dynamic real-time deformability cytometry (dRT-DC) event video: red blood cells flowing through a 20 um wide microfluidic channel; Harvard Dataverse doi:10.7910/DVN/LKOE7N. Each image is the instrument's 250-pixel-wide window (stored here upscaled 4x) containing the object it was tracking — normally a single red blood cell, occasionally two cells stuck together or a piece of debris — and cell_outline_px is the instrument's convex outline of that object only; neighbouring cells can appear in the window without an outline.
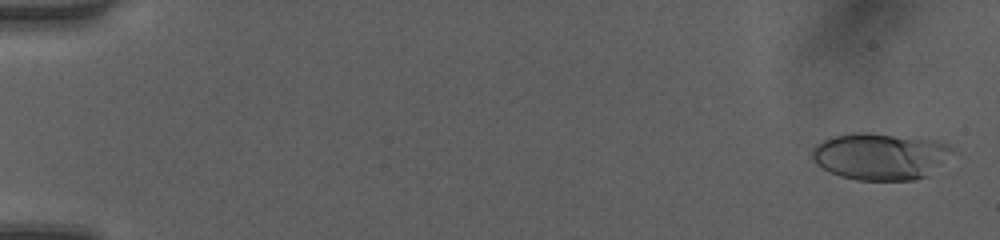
{"species": "human", "species_latin": "Homo sapiens", "temperature_condition": "room temperature", "stored_images_in_passage": 47, "camera_frame_rate_fps": 3000, "um_per_image_px": 0.085, "donor": {"sex": "female"}, "frame": {"image": 1, "passage_image": 2, "time_ms": 0.333, "image_size_px": [1000, 240], "cell_outline_px": [[952, 152], [928, 176], [912, 180], [856, 180], [840, 176], [828, 172], [816, 164], [812, 160], [812, 148], [816, 144], [832, 136], [852, 132], [868, 132], [920, 136], [944, 144], [952, 148]], "centroid_in_image_um": [74.77, 13.26], "position_along_channel_um": 10.2, "area_um2": 38.67}}
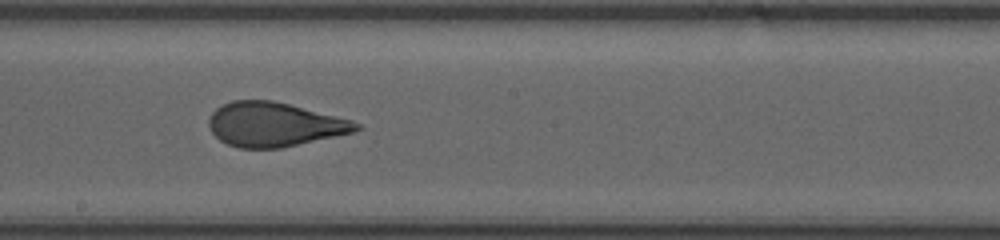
{"frame": {"image": 2, "passage_image": 29, "time_ms": 9.333, "image_size_px": [1000, 240], "cell_outline_px": [[360, 128], [352, 132], [336, 136], [280, 148], [240, 148], [228, 144], [220, 140], [212, 132], [208, 124], [208, 120], [212, 112], [216, 108], [232, 100], [272, 100], [352, 120], [360, 124]], "centroid_in_image_um": [23.28, 10.58], "position_along_channel_um": 224.9, "area_um2": 37.57}}
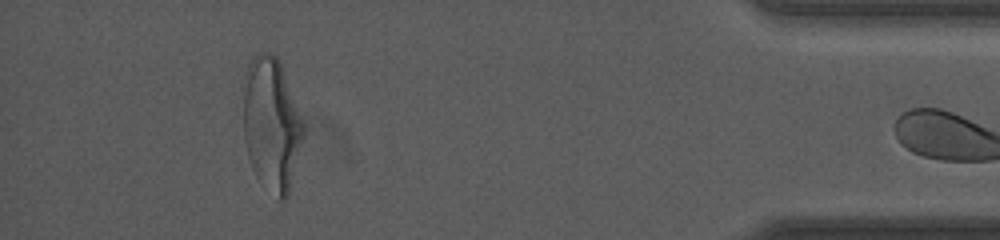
{"frame": {"image": 3, "passage_image": 46, "time_ms": 15.0, "image_size_px": [1000, 240], "cell_outline_px": [[304, 132], [288, 196], [284, 200], [280, 200], [256, 176], [252, 168], [248, 156], [244, 140], [240, 84], [248, 64], [260, 52], [272, 52], [280, 60], [304, 124]], "centroid_in_image_um": [23.02, 10.47], "position_along_channel_um": 412.2, "area_um2": 47.22}}